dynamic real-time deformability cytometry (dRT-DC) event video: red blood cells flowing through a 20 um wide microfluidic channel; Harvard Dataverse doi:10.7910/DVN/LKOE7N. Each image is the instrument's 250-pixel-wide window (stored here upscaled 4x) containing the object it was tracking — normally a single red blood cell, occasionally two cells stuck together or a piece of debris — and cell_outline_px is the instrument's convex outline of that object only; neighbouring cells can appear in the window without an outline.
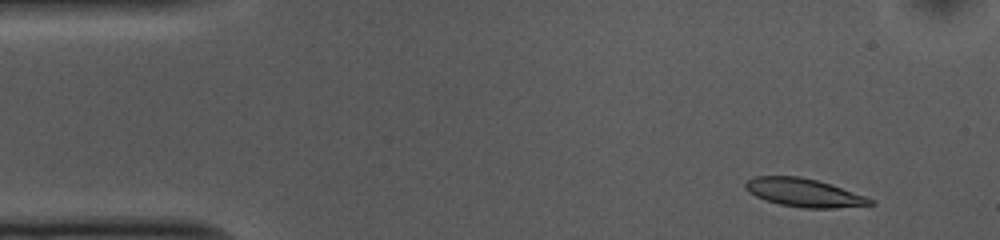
{"species": "common noctule bat (a hibernating species)", "species_latin": "Nyctalus noctula", "temperature_condition": "cold", "stored_images_in_passage": 49, "camera_frame_rate_fps": 3000, "um_per_image_px": 0.085, "animal": {"sex": "female", "body_mass_g": 10.0, "forearm_length_mm": 53.1}, "frame": {"image": 1, "passage_image": 1, "time_ms": 0.0, "image_size_px": [1000, 240], "cell_outline_px": [[876, 204], [832, 208], [804, 208], [780, 204], [756, 196], [748, 192], [744, 188], [744, 184], [748, 180], [756, 176], [800, 176], [816, 180], [864, 196], [872, 200]], "centroid_in_image_um": [68.28, 16.37], "position_along_channel_um": 16.7, "area_um2": 20.11}}
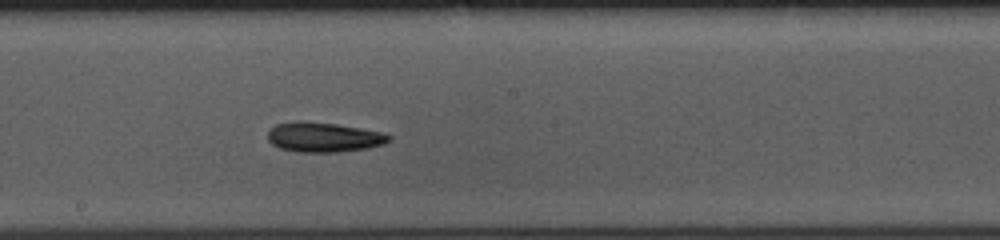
{"frame": {"image": 2, "passage_image": 24, "time_ms": 7.667, "image_size_px": [1000, 240], "cell_outline_px": [[392, 140], [384, 144], [364, 148], [340, 152], [296, 152], [280, 148], [272, 144], [268, 140], [268, 132], [276, 124], [296, 120], [300, 120], [336, 124], [384, 132], [392, 136]], "centroid_in_image_um": [27.52, 11.65], "position_along_channel_um": 220.7, "area_um2": 21.15}}
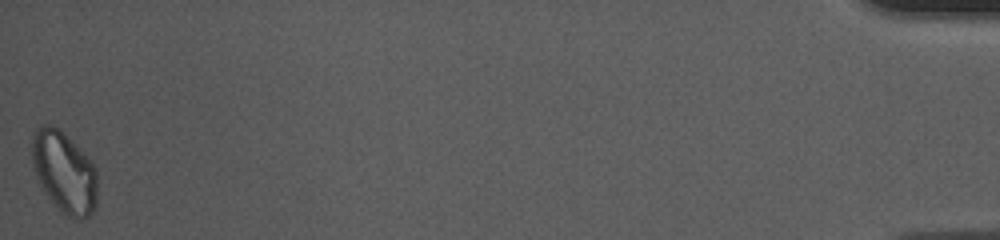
{"frame": {"image": 3, "passage_image": 49, "time_ms": 16.0, "image_size_px": [1000, 240], "cell_outline_px": [[96, 208], [88, 216], [80, 220], [76, 220], [60, 212], [44, 192], [36, 176], [32, 164], [32, 132], [40, 124], [52, 124], [64, 132], [96, 168]], "centroid_in_image_um": [5.43, 14.63], "position_along_channel_um": 429.8, "area_um2": 31.15}, "authors_computed_cell_mechanics": {"area_um2": 20.8658, "velocity_mm_per_s": 3.7102, "shape_relaxation_time_tau1_ms": 5.0689, "shape_relaxation_time_tau2_ms": null, "deformation_change_tau1": 0.1294, "deformation_change_tau2": null}}